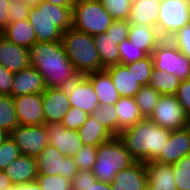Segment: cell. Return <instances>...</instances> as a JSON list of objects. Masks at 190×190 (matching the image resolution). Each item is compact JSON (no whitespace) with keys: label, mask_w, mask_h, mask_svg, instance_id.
<instances>
[{"label":"cell","mask_w":190,"mask_h":190,"mask_svg":"<svg viewBox=\"0 0 190 190\" xmlns=\"http://www.w3.org/2000/svg\"><path fill=\"white\" fill-rule=\"evenodd\" d=\"M92 84L98 97L99 105H115L120 95L115 88L110 74L104 69L84 75Z\"/></svg>","instance_id":"cell-23"},{"label":"cell","mask_w":190,"mask_h":190,"mask_svg":"<svg viewBox=\"0 0 190 190\" xmlns=\"http://www.w3.org/2000/svg\"><path fill=\"white\" fill-rule=\"evenodd\" d=\"M15 190H42L39 184L34 181L30 183L17 184L15 185Z\"/></svg>","instance_id":"cell-49"},{"label":"cell","mask_w":190,"mask_h":190,"mask_svg":"<svg viewBox=\"0 0 190 190\" xmlns=\"http://www.w3.org/2000/svg\"><path fill=\"white\" fill-rule=\"evenodd\" d=\"M18 125L13 97L0 94V129L10 134Z\"/></svg>","instance_id":"cell-31"},{"label":"cell","mask_w":190,"mask_h":190,"mask_svg":"<svg viewBox=\"0 0 190 190\" xmlns=\"http://www.w3.org/2000/svg\"><path fill=\"white\" fill-rule=\"evenodd\" d=\"M22 1L26 2L27 4H29L31 6H36L43 0H9L10 3L22 2Z\"/></svg>","instance_id":"cell-53"},{"label":"cell","mask_w":190,"mask_h":190,"mask_svg":"<svg viewBox=\"0 0 190 190\" xmlns=\"http://www.w3.org/2000/svg\"><path fill=\"white\" fill-rule=\"evenodd\" d=\"M181 79L173 73L153 68L148 85L160 94L175 95Z\"/></svg>","instance_id":"cell-30"},{"label":"cell","mask_w":190,"mask_h":190,"mask_svg":"<svg viewBox=\"0 0 190 190\" xmlns=\"http://www.w3.org/2000/svg\"><path fill=\"white\" fill-rule=\"evenodd\" d=\"M84 190H112L110 183H103L101 181H96L93 185H90Z\"/></svg>","instance_id":"cell-50"},{"label":"cell","mask_w":190,"mask_h":190,"mask_svg":"<svg viewBox=\"0 0 190 190\" xmlns=\"http://www.w3.org/2000/svg\"><path fill=\"white\" fill-rule=\"evenodd\" d=\"M0 34L10 42L28 49L37 42L34 28L28 19L9 23Z\"/></svg>","instance_id":"cell-26"},{"label":"cell","mask_w":190,"mask_h":190,"mask_svg":"<svg viewBox=\"0 0 190 190\" xmlns=\"http://www.w3.org/2000/svg\"><path fill=\"white\" fill-rule=\"evenodd\" d=\"M68 98L71 106H75L89 115L99 106L98 97L91 82L80 75L68 87Z\"/></svg>","instance_id":"cell-15"},{"label":"cell","mask_w":190,"mask_h":190,"mask_svg":"<svg viewBox=\"0 0 190 190\" xmlns=\"http://www.w3.org/2000/svg\"><path fill=\"white\" fill-rule=\"evenodd\" d=\"M14 73L0 65V94L11 95Z\"/></svg>","instance_id":"cell-47"},{"label":"cell","mask_w":190,"mask_h":190,"mask_svg":"<svg viewBox=\"0 0 190 190\" xmlns=\"http://www.w3.org/2000/svg\"><path fill=\"white\" fill-rule=\"evenodd\" d=\"M161 0H133L128 22L131 25H150L157 28Z\"/></svg>","instance_id":"cell-24"},{"label":"cell","mask_w":190,"mask_h":190,"mask_svg":"<svg viewBox=\"0 0 190 190\" xmlns=\"http://www.w3.org/2000/svg\"><path fill=\"white\" fill-rule=\"evenodd\" d=\"M4 172L14 185L34 182L38 176L36 158L20 155L9 163Z\"/></svg>","instance_id":"cell-22"},{"label":"cell","mask_w":190,"mask_h":190,"mask_svg":"<svg viewBox=\"0 0 190 190\" xmlns=\"http://www.w3.org/2000/svg\"><path fill=\"white\" fill-rule=\"evenodd\" d=\"M44 125L49 144L57 148L64 156L74 157L83 146L78 130L67 129L57 122Z\"/></svg>","instance_id":"cell-12"},{"label":"cell","mask_w":190,"mask_h":190,"mask_svg":"<svg viewBox=\"0 0 190 190\" xmlns=\"http://www.w3.org/2000/svg\"><path fill=\"white\" fill-rule=\"evenodd\" d=\"M175 96L190 117V79L181 80Z\"/></svg>","instance_id":"cell-46"},{"label":"cell","mask_w":190,"mask_h":190,"mask_svg":"<svg viewBox=\"0 0 190 190\" xmlns=\"http://www.w3.org/2000/svg\"><path fill=\"white\" fill-rule=\"evenodd\" d=\"M62 42L70 62L80 75L104 70L93 36L72 27L62 33Z\"/></svg>","instance_id":"cell-4"},{"label":"cell","mask_w":190,"mask_h":190,"mask_svg":"<svg viewBox=\"0 0 190 190\" xmlns=\"http://www.w3.org/2000/svg\"><path fill=\"white\" fill-rule=\"evenodd\" d=\"M83 145L97 147L112 139L114 136L102 124L98 123L91 115L86 122L78 129Z\"/></svg>","instance_id":"cell-28"},{"label":"cell","mask_w":190,"mask_h":190,"mask_svg":"<svg viewBox=\"0 0 190 190\" xmlns=\"http://www.w3.org/2000/svg\"><path fill=\"white\" fill-rule=\"evenodd\" d=\"M113 18L97 0H75L72 7V27L91 36L102 34Z\"/></svg>","instance_id":"cell-6"},{"label":"cell","mask_w":190,"mask_h":190,"mask_svg":"<svg viewBox=\"0 0 190 190\" xmlns=\"http://www.w3.org/2000/svg\"><path fill=\"white\" fill-rule=\"evenodd\" d=\"M160 95L158 91L149 85L140 88L134 98L143 117L148 118L150 116Z\"/></svg>","instance_id":"cell-33"},{"label":"cell","mask_w":190,"mask_h":190,"mask_svg":"<svg viewBox=\"0 0 190 190\" xmlns=\"http://www.w3.org/2000/svg\"><path fill=\"white\" fill-rule=\"evenodd\" d=\"M97 147L83 145L73 157L77 170H92L96 163Z\"/></svg>","instance_id":"cell-38"},{"label":"cell","mask_w":190,"mask_h":190,"mask_svg":"<svg viewBox=\"0 0 190 190\" xmlns=\"http://www.w3.org/2000/svg\"><path fill=\"white\" fill-rule=\"evenodd\" d=\"M20 154L36 158L49 144L45 125H18L10 134Z\"/></svg>","instance_id":"cell-11"},{"label":"cell","mask_w":190,"mask_h":190,"mask_svg":"<svg viewBox=\"0 0 190 190\" xmlns=\"http://www.w3.org/2000/svg\"><path fill=\"white\" fill-rule=\"evenodd\" d=\"M188 23H190V0H161L157 30L163 39H169Z\"/></svg>","instance_id":"cell-8"},{"label":"cell","mask_w":190,"mask_h":190,"mask_svg":"<svg viewBox=\"0 0 190 190\" xmlns=\"http://www.w3.org/2000/svg\"><path fill=\"white\" fill-rule=\"evenodd\" d=\"M130 25L128 20H113L106 33L119 45L123 40L128 39Z\"/></svg>","instance_id":"cell-43"},{"label":"cell","mask_w":190,"mask_h":190,"mask_svg":"<svg viewBox=\"0 0 190 190\" xmlns=\"http://www.w3.org/2000/svg\"><path fill=\"white\" fill-rule=\"evenodd\" d=\"M70 106L66 88L46 87L43 92L45 123H61Z\"/></svg>","instance_id":"cell-16"},{"label":"cell","mask_w":190,"mask_h":190,"mask_svg":"<svg viewBox=\"0 0 190 190\" xmlns=\"http://www.w3.org/2000/svg\"><path fill=\"white\" fill-rule=\"evenodd\" d=\"M171 130L158 126L149 118L120 132L119 139L137 162L154 160L164 149Z\"/></svg>","instance_id":"cell-2"},{"label":"cell","mask_w":190,"mask_h":190,"mask_svg":"<svg viewBox=\"0 0 190 190\" xmlns=\"http://www.w3.org/2000/svg\"><path fill=\"white\" fill-rule=\"evenodd\" d=\"M19 125H43V93L13 97Z\"/></svg>","instance_id":"cell-13"},{"label":"cell","mask_w":190,"mask_h":190,"mask_svg":"<svg viewBox=\"0 0 190 190\" xmlns=\"http://www.w3.org/2000/svg\"><path fill=\"white\" fill-rule=\"evenodd\" d=\"M114 106L118 116V135L144 118L134 97H120Z\"/></svg>","instance_id":"cell-27"},{"label":"cell","mask_w":190,"mask_h":190,"mask_svg":"<svg viewBox=\"0 0 190 190\" xmlns=\"http://www.w3.org/2000/svg\"><path fill=\"white\" fill-rule=\"evenodd\" d=\"M0 65L13 73L29 67V49L10 42L0 34Z\"/></svg>","instance_id":"cell-17"},{"label":"cell","mask_w":190,"mask_h":190,"mask_svg":"<svg viewBox=\"0 0 190 190\" xmlns=\"http://www.w3.org/2000/svg\"><path fill=\"white\" fill-rule=\"evenodd\" d=\"M148 118L171 131L190 126V117L175 95L161 94Z\"/></svg>","instance_id":"cell-7"},{"label":"cell","mask_w":190,"mask_h":190,"mask_svg":"<svg viewBox=\"0 0 190 190\" xmlns=\"http://www.w3.org/2000/svg\"><path fill=\"white\" fill-rule=\"evenodd\" d=\"M90 115L113 136H118V116L114 105H99Z\"/></svg>","instance_id":"cell-32"},{"label":"cell","mask_w":190,"mask_h":190,"mask_svg":"<svg viewBox=\"0 0 190 190\" xmlns=\"http://www.w3.org/2000/svg\"><path fill=\"white\" fill-rule=\"evenodd\" d=\"M8 136L4 130L0 129V144L4 141V139Z\"/></svg>","instance_id":"cell-54"},{"label":"cell","mask_w":190,"mask_h":190,"mask_svg":"<svg viewBox=\"0 0 190 190\" xmlns=\"http://www.w3.org/2000/svg\"><path fill=\"white\" fill-rule=\"evenodd\" d=\"M105 70L110 74L120 97H135L142 87L132 74V63L112 65Z\"/></svg>","instance_id":"cell-21"},{"label":"cell","mask_w":190,"mask_h":190,"mask_svg":"<svg viewBox=\"0 0 190 190\" xmlns=\"http://www.w3.org/2000/svg\"><path fill=\"white\" fill-rule=\"evenodd\" d=\"M118 47L120 53V64L122 65L142 60L148 56L142 49H140V47L133 45L129 39L123 40Z\"/></svg>","instance_id":"cell-37"},{"label":"cell","mask_w":190,"mask_h":190,"mask_svg":"<svg viewBox=\"0 0 190 190\" xmlns=\"http://www.w3.org/2000/svg\"><path fill=\"white\" fill-rule=\"evenodd\" d=\"M8 190H15V185L11 184L10 186H8Z\"/></svg>","instance_id":"cell-55"},{"label":"cell","mask_w":190,"mask_h":190,"mask_svg":"<svg viewBox=\"0 0 190 190\" xmlns=\"http://www.w3.org/2000/svg\"><path fill=\"white\" fill-rule=\"evenodd\" d=\"M88 116L89 114L80 108L70 106L64 115L61 124L67 129L78 130L86 122Z\"/></svg>","instance_id":"cell-41"},{"label":"cell","mask_w":190,"mask_h":190,"mask_svg":"<svg viewBox=\"0 0 190 190\" xmlns=\"http://www.w3.org/2000/svg\"><path fill=\"white\" fill-rule=\"evenodd\" d=\"M169 40L182 54L190 59V23L185 24L181 29L174 33Z\"/></svg>","instance_id":"cell-42"},{"label":"cell","mask_w":190,"mask_h":190,"mask_svg":"<svg viewBox=\"0 0 190 190\" xmlns=\"http://www.w3.org/2000/svg\"><path fill=\"white\" fill-rule=\"evenodd\" d=\"M97 181L92 170H77L71 181L72 190H84Z\"/></svg>","instance_id":"cell-44"},{"label":"cell","mask_w":190,"mask_h":190,"mask_svg":"<svg viewBox=\"0 0 190 190\" xmlns=\"http://www.w3.org/2000/svg\"><path fill=\"white\" fill-rule=\"evenodd\" d=\"M178 190H190V155L172 165Z\"/></svg>","instance_id":"cell-34"},{"label":"cell","mask_w":190,"mask_h":190,"mask_svg":"<svg viewBox=\"0 0 190 190\" xmlns=\"http://www.w3.org/2000/svg\"><path fill=\"white\" fill-rule=\"evenodd\" d=\"M46 90L41 74L32 66L14 73L11 96L43 93Z\"/></svg>","instance_id":"cell-19"},{"label":"cell","mask_w":190,"mask_h":190,"mask_svg":"<svg viewBox=\"0 0 190 190\" xmlns=\"http://www.w3.org/2000/svg\"><path fill=\"white\" fill-rule=\"evenodd\" d=\"M137 161L131 156L118 136L97 146L96 163L92 172L97 181L111 183L115 175Z\"/></svg>","instance_id":"cell-5"},{"label":"cell","mask_w":190,"mask_h":190,"mask_svg":"<svg viewBox=\"0 0 190 190\" xmlns=\"http://www.w3.org/2000/svg\"><path fill=\"white\" fill-rule=\"evenodd\" d=\"M153 68V57L152 55H148L144 59L132 63V74L141 86H147Z\"/></svg>","instance_id":"cell-36"},{"label":"cell","mask_w":190,"mask_h":190,"mask_svg":"<svg viewBox=\"0 0 190 190\" xmlns=\"http://www.w3.org/2000/svg\"><path fill=\"white\" fill-rule=\"evenodd\" d=\"M9 0H0V32L9 24Z\"/></svg>","instance_id":"cell-48"},{"label":"cell","mask_w":190,"mask_h":190,"mask_svg":"<svg viewBox=\"0 0 190 190\" xmlns=\"http://www.w3.org/2000/svg\"><path fill=\"white\" fill-rule=\"evenodd\" d=\"M38 175H61L72 181L77 173L73 157L64 156L48 144L36 157Z\"/></svg>","instance_id":"cell-10"},{"label":"cell","mask_w":190,"mask_h":190,"mask_svg":"<svg viewBox=\"0 0 190 190\" xmlns=\"http://www.w3.org/2000/svg\"><path fill=\"white\" fill-rule=\"evenodd\" d=\"M31 9V5L26 2L10 3L8 9L9 23H13L19 20L28 19V14Z\"/></svg>","instance_id":"cell-45"},{"label":"cell","mask_w":190,"mask_h":190,"mask_svg":"<svg viewBox=\"0 0 190 190\" xmlns=\"http://www.w3.org/2000/svg\"><path fill=\"white\" fill-rule=\"evenodd\" d=\"M128 39L147 55H152L154 49L163 40L156 27L146 24L130 25Z\"/></svg>","instance_id":"cell-25"},{"label":"cell","mask_w":190,"mask_h":190,"mask_svg":"<svg viewBox=\"0 0 190 190\" xmlns=\"http://www.w3.org/2000/svg\"><path fill=\"white\" fill-rule=\"evenodd\" d=\"M20 151L13 139L8 136L0 144V171H4L11 161L20 156Z\"/></svg>","instance_id":"cell-40"},{"label":"cell","mask_w":190,"mask_h":190,"mask_svg":"<svg viewBox=\"0 0 190 190\" xmlns=\"http://www.w3.org/2000/svg\"><path fill=\"white\" fill-rule=\"evenodd\" d=\"M113 20H128L133 0H99Z\"/></svg>","instance_id":"cell-35"},{"label":"cell","mask_w":190,"mask_h":190,"mask_svg":"<svg viewBox=\"0 0 190 190\" xmlns=\"http://www.w3.org/2000/svg\"><path fill=\"white\" fill-rule=\"evenodd\" d=\"M154 68L173 73L181 80L190 79V59L169 40L163 39L152 53Z\"/></svg>","instance_id":"cell-9"},{"label":"cell","mask_w":190,"mask_h":190,"mask_svg":"<svg viewBox=\"0 0 190 190\" xmlns=\"http://www.w3.org/2000/svg\"><path fill=\"white\" fill-rule=\"evenodd\" d=\"M188 155H190V126L171 131L164 149L154 160L173 165Z\"/></svg>","instance_id":"cell-14"},{"label":"cell","mask_w":190,"mask_h":190,"mask_svg":"<svg viewBox=\"0 0 190 190\" xmlns=\"http://www.w3.org/2000/svg\"><path fill=\"white\" fill-rule=\"evenodd\" d=\"M93 40L104 69L112 65L120 64V53L116 40L110 35H107L106 32L94 35Z\"/></svg>","instance_id":"cell-29"},{"label":"cell","mask_w":190,"mask_h":190,"mask_svg":"<svg viewBox=\"0 0 190 190\" xmlns=\"http://www.w3.org/2000/svg\"><path fill=\"white\" fill-rule=\"evenodd\" d=\"M36 182L42 190H72L71 180L61 175H38Z\"/></svg>","instance_id":"cell-39"},{"label":"cell","mask_w":190,"mask_h":190,"mask_svg":"<svg viewBox=\"0 0 190 190\" xmlns=\"http://www.w3.org/2000/svg\"><path fill=\"white\" fill-rule=\"evenodd\" d=\"M30 66L42 76L46 87L66 88L80 74L70 62L63 42H36L29 48Z\"/></svg>","instance_id":"cell-1"},{"label":"cell","mask_w":190,"mask_h":190,"mask_svg":"<svg viewBox=\"0 0 190 190\" xmlns=\"http://www.w3.org/2000/svg\"><path fill=\"white\" fill-rule=\"evenodd\" d=\"M148 187L150 190H178L173 175L172 165L159 163L155 160L144 163Z\"/></svg>","instance_id":"cell-20"},{"label":"cell","mask_w":190,"mask_h":190,"mask_svg":"<svg viewBox=\"0 0 190 190\" xmlns=\"http://www.w3.org/2000/svg\"><path fill=\"white\" fill-rule=\"evenodd\" d=\"M28 21L34 28L37 42L61 41L62 33L72 28V7L57 6L43 0L31 6Z\"/></svg>","instance_id":"cell-3"},{"label":"cell","mask_w":190,"mask_h":190,"mask_svg":"<svg viewBox=\"0 0 190 190\" xmlns=\"http://www.w3.org/2000/svg\"><path fill=\"white\" fill-rule=\"evenodd\" d=\"M110 184L112 190H144L148 187L144 162H136L131 167L119 171Z\"/></svg>","instance_id":"cell-18"},{"label":"cell","mask_w":190,"mask_h":190,"mask_svg":"<svg viewBox=\"0 0 190 190\" xmlns=\"http://www.w3.org/2000/svg\"><path fill=\"white\" fill-rule=\"evenodd\" d=\"M57 6L73 7L75 0H45Z\"/></svg>","instance_id":"cell-52"},{"label":"cell","mask_w":190,"mask_h":190,"mask_svg":"<svg viewBox=\"0 0 190 190\" xmlns=\"http://www.w3.org/2000/svg\"><path fill=\"white\" fill-rule=\"evenodd\" d=\"M12 183L10 182L9 177L5 174L4 171H0V190H8V186Z\"/></svg>","instance_id":"cell-51"}]
</instances>
